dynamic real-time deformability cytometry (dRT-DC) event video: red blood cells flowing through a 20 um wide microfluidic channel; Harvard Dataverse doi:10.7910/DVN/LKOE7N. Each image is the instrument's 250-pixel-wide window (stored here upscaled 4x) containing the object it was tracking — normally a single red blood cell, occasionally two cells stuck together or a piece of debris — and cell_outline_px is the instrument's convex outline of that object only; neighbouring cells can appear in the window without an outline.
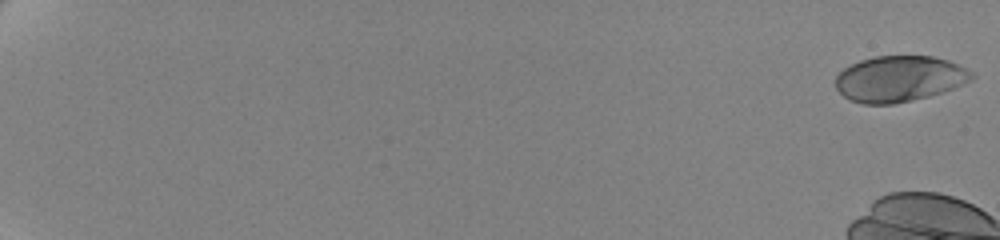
{"species": "human", "species_latin": "Homo sapiens", "temperature_condition": "cold", "stored_images_in_passage": 18, "camera_frame_rate_fps": 3000, "um_per_image_px": 0.085, "donor": {"sex": "female"}, "frame": {"image": 1, "passage_image": 1, "time_ms": 0.0, "image_size_px": [1000, 240], "cell_outline_px": [[976, 76], [972, 80], [952, 88], [928, 96], [912, 100], [892, 104], [864, 104], [852, 100], [844, 96], [836, 88], [836, 76], [844, 68], [860, 60], [876, 56], [932, 56], [948, 60], [972, 72]], "centroid_in_image_um": [76.44, 6.69], "position_along_channel_um": 8.6, "area_um2": 36.07}}